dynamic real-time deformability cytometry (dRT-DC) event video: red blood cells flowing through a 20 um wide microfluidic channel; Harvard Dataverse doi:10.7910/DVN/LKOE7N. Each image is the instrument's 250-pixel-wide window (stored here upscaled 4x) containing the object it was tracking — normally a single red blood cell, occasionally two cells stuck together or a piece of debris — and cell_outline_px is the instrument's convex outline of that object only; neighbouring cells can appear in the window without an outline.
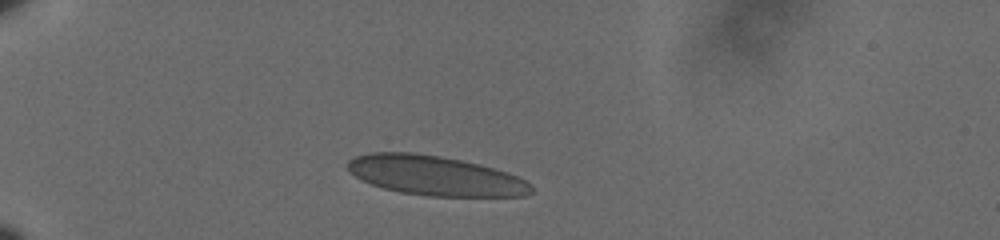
{"species": "human", "species_latin": "Homo sapiens", "temperature_condition": "cold", "stored_images_in_passage": 39, "camera_frame_rate_fps": 3000, "um_per_image_px": 0.085, "donor": {"sex": "male"}, "frame": {"image": 1, "passage_image": 1, "time_ms": 0.0, "image_size_px": [1000, 240], "cell_outline_px": [[532, 192], [524, 196], [428, 196], [400, 192], [384, 188], [372, 184], [348, 172], [348, 160], [356, 156], [372, 152], [412, 152], [440, 156], [480, 164], [508, 172], [532, 184]], "centroid_in_image_um": [37.0, 14.92], "position_along_channel_um": 48.0, "area_um2": 42.25}}
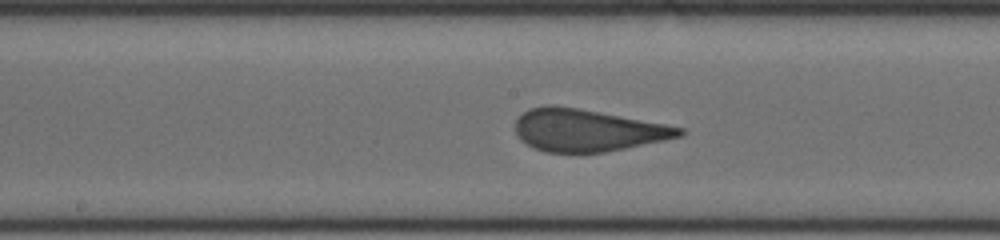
{"frame": {"image": 2, "passage_image": 17, "time_ms": 5.333, "image_size_px": [1000, 240], "cell_outline_px": [[684, 136], [604, 152], [544, 152], [532, 148], [520, 140], [516, 136], [516, 120], [528, 108], [548, 104], [576, 108], [664, 124], [684, 128]], "centroid_in_image_um": [49.87, 11.08], "position_along_channel_um": 198.3, "area_um2": 40.0}}
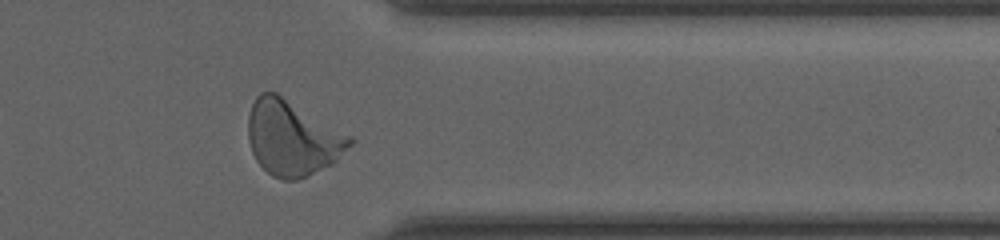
{"frame": {"image": 3, "passage_image": 33, "time_ms": 10.667, "image_size_px": [1000, 240], "cell_outline_px": [[356, 140], [332, 164], [308, 176], [296, 180], [280, 180], [272, 176], [256, 160], [252, 152], [248, 140], [248, 116], [252, 104], [256, 96], [260, 92], [276, 92], [352, 136]], "centroid_in_image_um": [24.85, 11.73], "position_along_channel_um": 386.6, "area_um2": 44.51}, "authors_computed_cell_mechanics": {"area_um2": 40.9224, "velocity_mm_per_s": 3.5949, "shape_relaxation_time_tau1_ms": 6.5763, "shape_relaxation_time_tau2_ms": null, "deformation_change_tau1": 0.1726, "deformation_change_tau2": null}}